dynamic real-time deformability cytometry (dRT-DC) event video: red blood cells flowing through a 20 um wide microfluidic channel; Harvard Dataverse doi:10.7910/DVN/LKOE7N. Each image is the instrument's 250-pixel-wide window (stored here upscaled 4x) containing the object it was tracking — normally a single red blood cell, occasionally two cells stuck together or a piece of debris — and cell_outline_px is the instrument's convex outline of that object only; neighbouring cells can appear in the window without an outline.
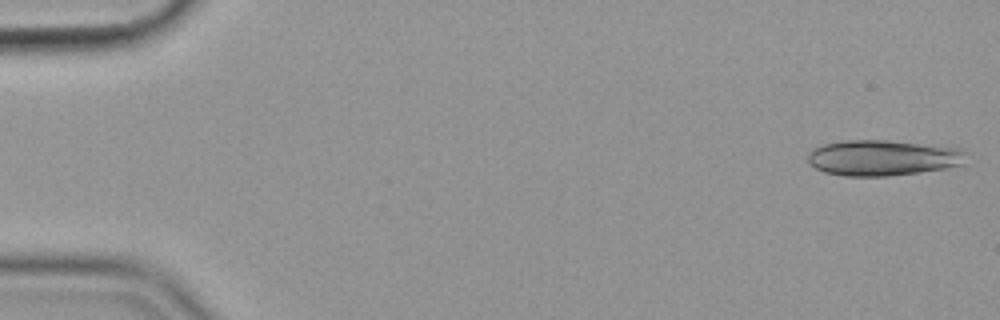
{"species": "common noctule bat (a hibernating species)", "species_latin": "Nyctalus noctula", "temperature_condition": "cold", "stored_images_in_passage": 40, "segment_of_instrument_passage": [1, 2], "camera_frame_rate_fps": 3000, "um_per_image_px": 0.085, "animal": {"sex": "female", "body_mass_g": 19.9}, "frame": {"image": 1, "passage_image": 1, "time_ms": 0.0, "image_size_px": [1000, 320], "cell_outline_px": [[964, 164], [944, 168], [920, 172], [888, 176], [844, 176], [824, 172], [816, 168], [808, 160], [808, 152], [812, 148], [824, 144], [844, 140], [888, 140], [964, 148]], "centroid_in_image_um": [75.03, 13.4], "position_along_channel_um": 10.0, "area_um2": 33.0}}